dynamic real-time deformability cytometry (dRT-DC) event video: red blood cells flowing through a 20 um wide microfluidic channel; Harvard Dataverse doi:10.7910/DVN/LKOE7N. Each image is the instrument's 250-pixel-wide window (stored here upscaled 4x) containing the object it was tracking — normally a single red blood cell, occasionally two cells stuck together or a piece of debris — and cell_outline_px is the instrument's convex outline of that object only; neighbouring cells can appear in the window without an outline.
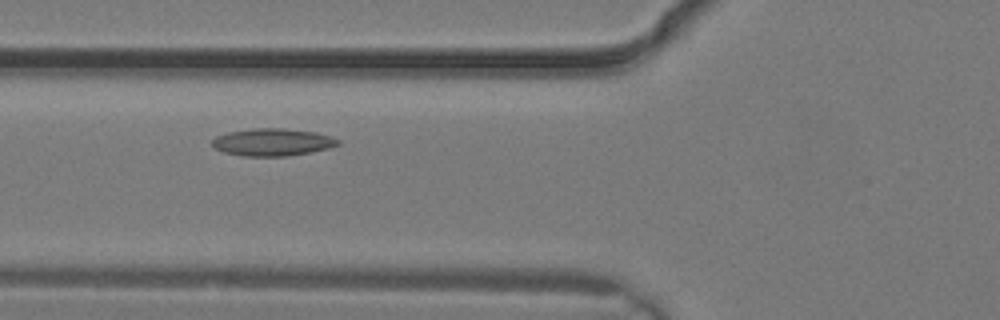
{"species": "common noctule bat (a hibernating species)", "species_latin": "Nyctalus noctula", "temperature_condition": "warm", "stored_images_in_passage": 2, "camera_frame_rate_fps": 3000, "um_per_image_px": 0.085, "animal": {"sex": "male", "body_mass_g": 19.2, "forearm_length_mm": 51.8}, "frame": {"image": 1, "passage_image": 2, "time_ms": 0.333, "image_size_px": [1000, 320], "cell_outline_px": [[340, 144], [328, 148], [288, 156], [244, 156], [224, 152], [216, 148], [212, 144], [212, 140], [216, 136], [228, 132], [252, 128], [284, 128], [316, 132], [340, 140]], "centroid_in_image_um": [23.15, 12.07], "position_along_channel_um": 102.7, "area_um2": 19.94}}